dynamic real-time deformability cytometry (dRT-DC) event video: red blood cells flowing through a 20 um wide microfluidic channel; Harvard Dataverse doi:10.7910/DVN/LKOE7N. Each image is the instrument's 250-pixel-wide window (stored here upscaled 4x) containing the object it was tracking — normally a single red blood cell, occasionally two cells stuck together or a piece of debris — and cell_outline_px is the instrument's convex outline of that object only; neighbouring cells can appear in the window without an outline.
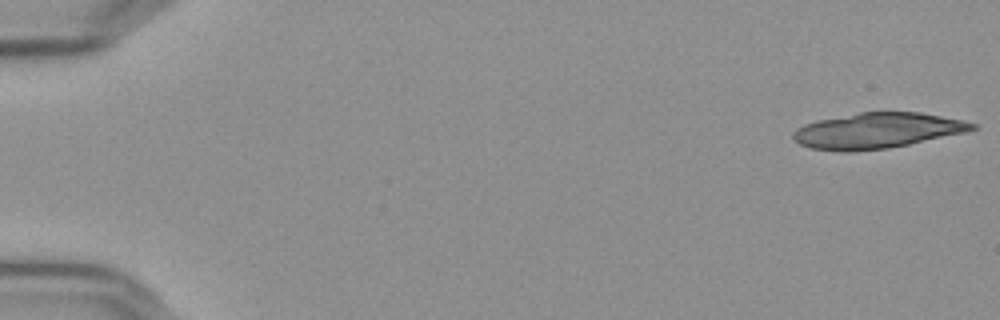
{"species": "Egyptian fruit bat (a non-hibernating species)", "species_latin": "Rousettus aegyptiacus", "temperature_condition": "cold", "stored_images_in_passage": 21, "camera_frame_rate_fps": 3000, "um_per_image_px": 0.085, "frame": {"image": 1, "passage_image": 1, "time_ms": 0.0, "image_size_px": [1000, 320], "cell_outline_px": [[976, 128], [968, 132], [888, 148], [856, 152], [840, 152], [808, 148], [792, 140], [792, 132], [796, 128], [804, 124], [820, 120], [860, 112], [920, 112], [964, 120], [976, 124]], "centroid_in_image_um": [74.53, 11.12], "position_along_channel_um": 10.5, "area_um2": 37.34}}